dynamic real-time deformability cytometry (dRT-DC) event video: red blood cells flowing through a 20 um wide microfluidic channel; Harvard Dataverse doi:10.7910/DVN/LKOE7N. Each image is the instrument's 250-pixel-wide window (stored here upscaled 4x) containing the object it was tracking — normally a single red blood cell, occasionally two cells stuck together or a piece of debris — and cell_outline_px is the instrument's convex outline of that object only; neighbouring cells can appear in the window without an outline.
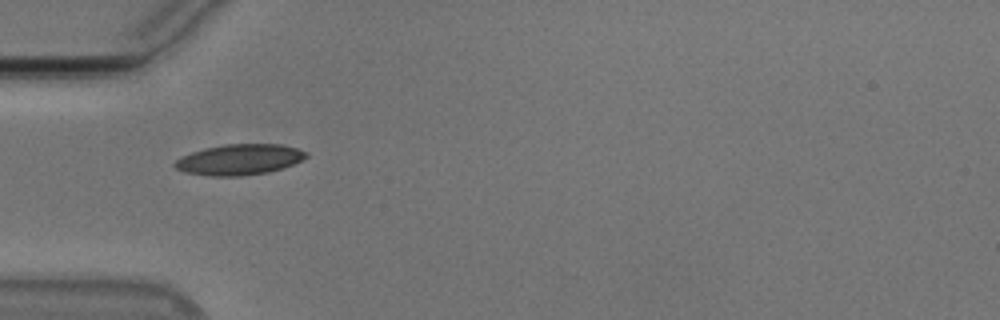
{"species": "Egyptian fruit bat (a non-hibernating species)", "species_latin": "Rousettus aegyptiacus", "temperature_condition": "cold", "stored_images_in_passage": 35, "camera_frame_rate_fps": 3000, "um_per_image_px": 0.085, "animal": {"sex": "male"}, "frame": {"image": 1, "passage_image": 1, "time_ms": 0.0, "image_size_px": [1000, 320], "cell_outline_px": [[308, 156], [292, 164], [268, 172], [240, 176], [212, 176], [184, 172], [176, 168], [172, 164], [176, 160], [192, 152], [204, 148], [224, 144], [280, 144], [296, 148], [308, 152]], "centroid_in_image_um": [20.33, 13.56], "position_along_channel_um": 64.7, "area_um2": 23.29}}
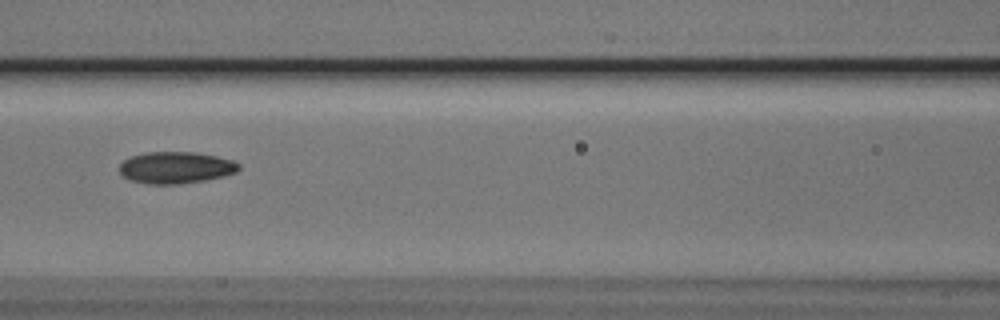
{"frame": {"image": 2, "passage_image": 8, "time_ms": 2.333, "image_size_px": [1000, 320], "cell_outline_px": [[240, 168], [236, 172], [224, 176], [204, 180], [180, 184], [148, 184], [128, 180], [120, 172], [120, 164], [124, 160], [132, 156], [148, 152], [196, 152], [216, 156], [232, 160], [240, 164]], "centroid_in_image_um": [14.95, 14.25], "position_along_channel_um": 151.7, "area_um2": 22.08}}
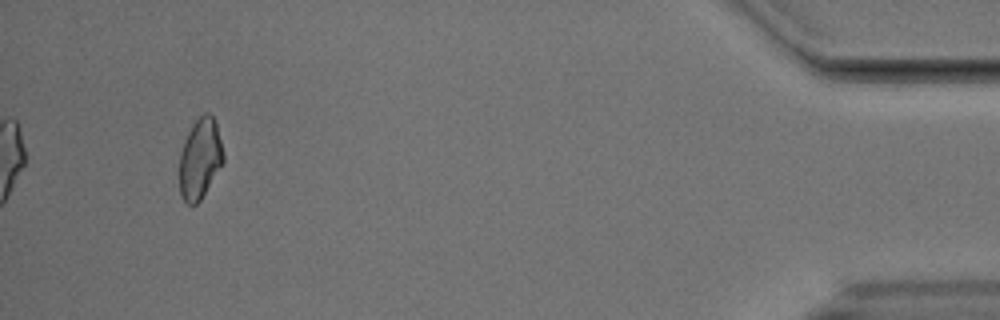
{"frame": {"image": 3, "passage_image": 35, "time_ms": 11.333, "image_size_px": [1000, 320], "cell_outline_px": [[224, 160], [200, 200], [196, 204], [188, 204], [180, 196], [180, 152], [184, 140], [192, 124], [204, 112], [208, 112], [212, 116], [216, 124], [224, 156]], "centroid_in_image_um": [16.98, 13.47], "position_along_channel_um": 418.2, "area_um2": 20.23}, "authors_computed_cell_mechanics": {"area_um2": 21.1548, "velocity_mm_per_s": 3.7689, "shape_relaxation_time_tau1_ms": 10.4085, "shape_relaxation_time_tau2_ms": 3.5149, "deformation_change_tau1": 0.1968, "deformation_change_tau2": 0.0991}}